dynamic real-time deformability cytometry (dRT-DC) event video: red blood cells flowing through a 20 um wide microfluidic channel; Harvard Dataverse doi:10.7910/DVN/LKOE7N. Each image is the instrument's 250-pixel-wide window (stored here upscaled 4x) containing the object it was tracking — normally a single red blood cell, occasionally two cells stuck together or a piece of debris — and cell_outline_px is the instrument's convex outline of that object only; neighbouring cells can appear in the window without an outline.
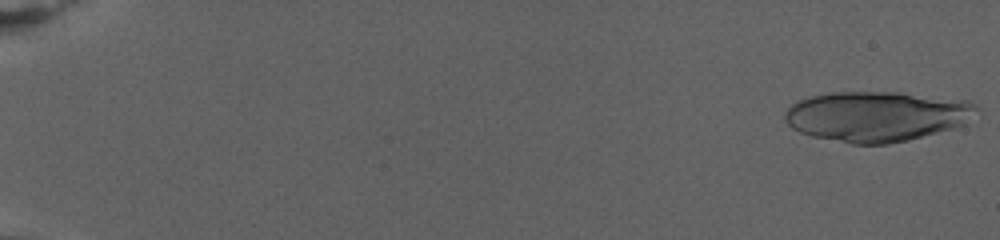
{"species": "human", "species_latin": "Homo sapiens", "temperature_condition": "warm", "stored_images_in_passage": 31, "camera_frame_rate_fps": 3000, "um_per_image_px": 0.085, "donor": {"sex": "female"}, "frame": {"image": 1, "passage_image": 1, "time_ms": 0.0, "image_size_px": [1000, 240], "cell_outline_px": [[980, 108], [964, 124], [952, 128], [908, 140], [888, 144], [852, 144], [812, 136], [800, 132], [792, 128], [784, 120], [784, 112], [796, 100], [808, 96], [832, 92], [900, 92], [968, 100], [976, 104]], "centroid_in_image_um": [74.5, 9.87], "position_along_channel_um": 10.5, "area_um2": 56.36}}
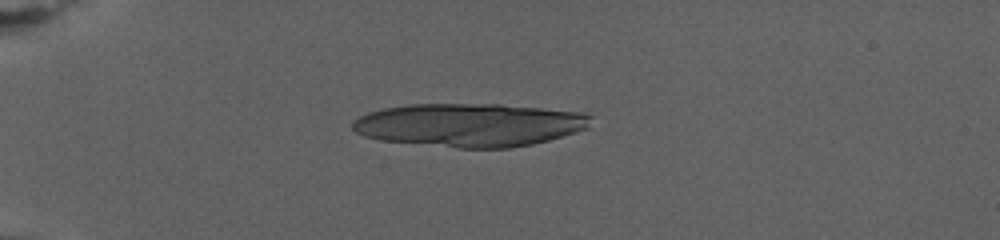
{"frame": {"image": 2, "passage_image": 21, "time_ms": 6.667, "image_size_px": [1000, 240], "cell_outline_px": [[592, 116], [588, 128], [576, 132], [548, 140], [532, 144], [508, 148], [460, 148], [380, 140], [364, 136], [356, 132], [352, 128], [352, 120], [368, 112], [384, 108], [408, 104], [500, 104], [584, 112]], "centroid_in_image_um": [39.91, 10.61], "position_along_channel_um": 45.1, "area_um2": 60.29}}